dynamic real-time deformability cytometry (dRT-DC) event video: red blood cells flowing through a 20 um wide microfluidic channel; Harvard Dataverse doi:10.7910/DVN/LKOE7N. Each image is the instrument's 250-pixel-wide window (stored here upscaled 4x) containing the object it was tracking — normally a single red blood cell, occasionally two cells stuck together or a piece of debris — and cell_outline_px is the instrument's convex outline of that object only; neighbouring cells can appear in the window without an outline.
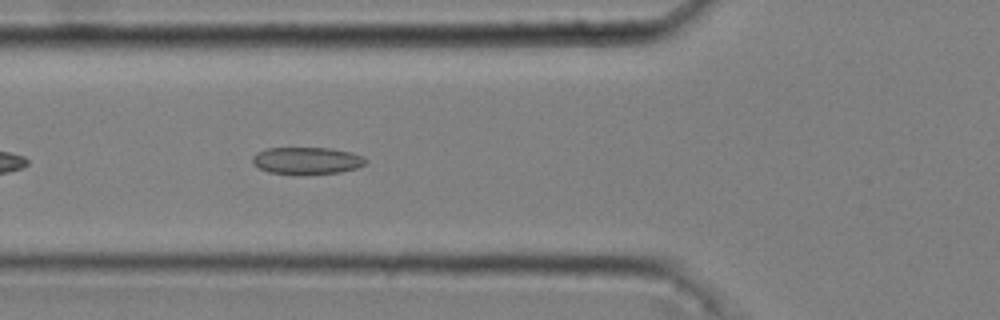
{"species": "common noctule bat (a hibernating species)", "species_latin": "Nyctalus noctula", "temperature_condition": "cold", "stored_images_in_passage": 39, "camera_frame_rate_fps": 3000, "um_per_image_px": 0.085, "animal": {"sex": "male", "body_mass_g": 20.4}, "frame": {"image": 1, "passage_image": 6, "time_ms": 1.667, "image_size_px": [1000, 320], "cell_outline_px": [[368, 160], [364, 164], [356, 168], [340, 172], [268, 172], [252, 164], [252, 156], [256, 152], [268, 148], [332, 148], [352, 152], [364, 156]], "centroid_in_image_um": [26.09, 13.61], "position_along_channel_um": 99.7, "area_um2": 17.34}}
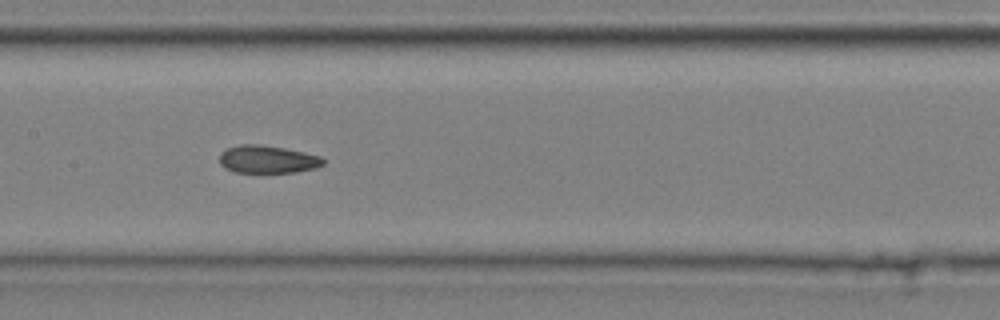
{"frame": {"image": 2, "passage_image": 13, "time_ms": 4.0, "image_size_px": [1000, 320], "cell_outline_px": [[324, 164], [316, 168], [296, 172], [236, 172], [224, 168], [220, 164], [220, 152], [228, 148], [240, 144], [260, 144], [284, 148], [304, 152], [320, 156], [324, 160]], "centroid_in_image_um": [22.73, 13.54], "position_along_channel_um": 184.7, "area_um2": 16.76}}
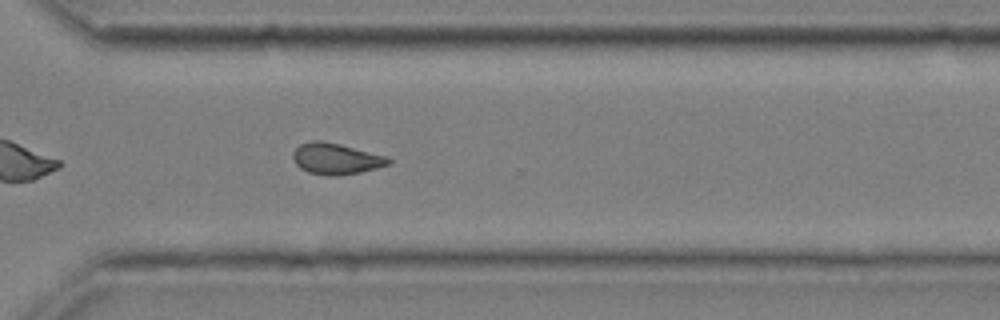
{"frame": {"image": 3, "passage_image": 26, "time_ms": 8.333, "image_size_px": [1000, 320], "cell_outline_px": [[392, 164], [360, 172], [340, 176], [328, 176], [308, 172], [300, 168], [296, 164], [292, 156], [292, 152], [300, 144], [312, 140], [320, 140], [340, 144], [388, 156], [392, 160]], "centroid_in_image_um": [28.58, 13.49], "position_along_channel_um": 342.0, "area_um2": 17.57}, "authors_computed_cell_mechanics": {"area_um2": 17.1088, "velocity_mm_per_s": 3.6277, "shape_relaxation_time_tau1_ms": null, "shape_relaxation_time_tau2_ms": 2.7234, "deformation_change_tau1": null, "deformation_change_tau2": 0.0871}}